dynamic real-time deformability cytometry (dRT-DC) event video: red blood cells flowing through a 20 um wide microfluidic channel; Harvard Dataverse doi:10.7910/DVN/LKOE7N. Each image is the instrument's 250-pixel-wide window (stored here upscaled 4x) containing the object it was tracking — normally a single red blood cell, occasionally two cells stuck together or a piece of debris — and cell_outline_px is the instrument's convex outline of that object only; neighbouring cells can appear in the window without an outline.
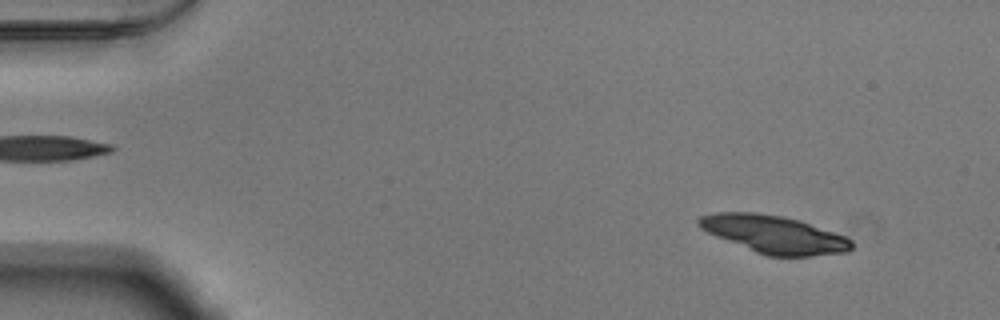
{"species": "Egyptian fruit bat (a non-hibernating species)", "species_latin": "Rousettus aegyptiacus", "temperature_condition": "warm", "stored_images_in_passage": 52, "segment_of_instrument_passage": [1, 2], "camera_frame_rate_fps": 3000, "um_per_image_px": 0.085, "animal": {"sex": "male"}, "frame": {"image": 1, "passage_image": 5, "time_ms": 1.333, "image_size_px": [1000, 320], "cell_outline_px": [[852, 248], [848, 252], [812, 256], [768, 256], [756, 252], [716, 236], [700, 228], [696, 224], [696, 220], [700, 216], [716, 212], [756, 212], [784, 216], [800, 220], [844, 236], [852, 240]], "centroid_in_image_um": [65.78, 19.91], "position_along_channel_um": 19.2, "area_um2": 33.52}}